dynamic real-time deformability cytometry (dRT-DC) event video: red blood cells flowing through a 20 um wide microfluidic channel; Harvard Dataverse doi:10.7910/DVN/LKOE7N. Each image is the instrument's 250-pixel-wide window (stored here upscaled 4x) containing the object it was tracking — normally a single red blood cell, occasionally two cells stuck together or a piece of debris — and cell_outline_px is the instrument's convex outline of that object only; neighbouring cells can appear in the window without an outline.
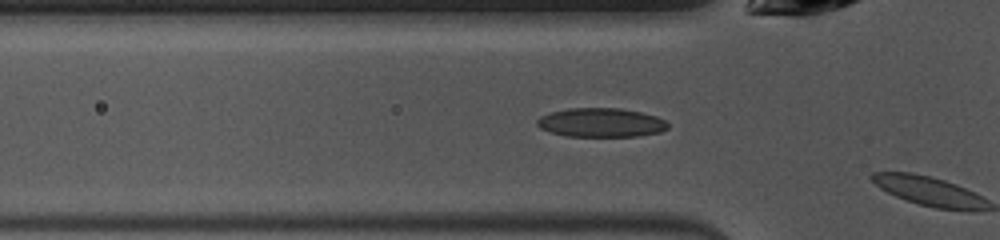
{"species": "common noctule bat (a hibernating species)", "species_latin": "Nyctalus noctula", "temperature_condition": "warm", "stored_images_in_passage": 3, "camera_frame_rate_fps": 3000, "um_per_image_px": 0.085, "animal": {"sex": "female", "body_mass_g": 10.0, "forearm_length_mm": 53.1}, "frame": {"image": 1, "passage_image": 2, "time_ms": 0.333, "image_size_px": [1000, 240], "cell_outline_px": [[668, 128], [660, 132], [636, 136], [564, 136], [540, 128], [536, 124], [536, 120], [540, 116], [552, 112], [568, 108], [620, 108], [640, 112], [656, 116], [664, 120], [668, 124]], "centroid_in_image_um": [51.07, 10.42], "position_along_channel_um": 74.7, "area_um2": 22.02}}